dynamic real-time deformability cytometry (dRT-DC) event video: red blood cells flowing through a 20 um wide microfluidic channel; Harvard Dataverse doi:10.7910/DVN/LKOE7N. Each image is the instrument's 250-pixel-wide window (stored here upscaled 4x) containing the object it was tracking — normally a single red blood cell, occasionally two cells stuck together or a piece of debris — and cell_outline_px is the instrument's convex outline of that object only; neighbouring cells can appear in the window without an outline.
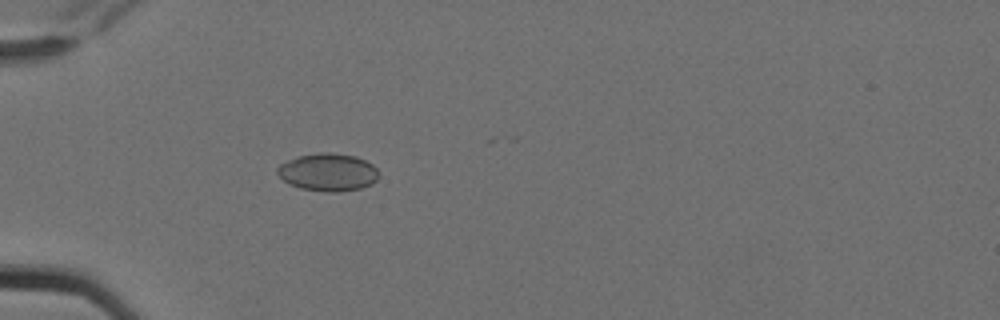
{"species": "Egyptian fruit bat (a non-hibernating species)", "species_latin": "Rousettus aegyptiacus", "temperature_condition": "cold", "stored_images_in_passage": 2, "camera_frame_rate_fps": 3000, "um_per_image_px": 0.085, "animal": {"sex": "female"}, "frame": {"image": 1, "passage_image": 2, "time_ms": 0.333, "image_size_px": [1000, 320], "cell_outline_px": [[376, 180], [372, 184], [360, 188], [340, 192], [328, 192], [300, 188], [288, 184], [276, 172], [276, 168], [280, 164], [288, 160], [300, 156], [316, 152], [328, 152], [356, 156], [372, 164], [376, 168]], "centroid_in_image_um": [27.85, 14.64], "position_along_channel_um": 57.1, "area_um2": 22.2}}